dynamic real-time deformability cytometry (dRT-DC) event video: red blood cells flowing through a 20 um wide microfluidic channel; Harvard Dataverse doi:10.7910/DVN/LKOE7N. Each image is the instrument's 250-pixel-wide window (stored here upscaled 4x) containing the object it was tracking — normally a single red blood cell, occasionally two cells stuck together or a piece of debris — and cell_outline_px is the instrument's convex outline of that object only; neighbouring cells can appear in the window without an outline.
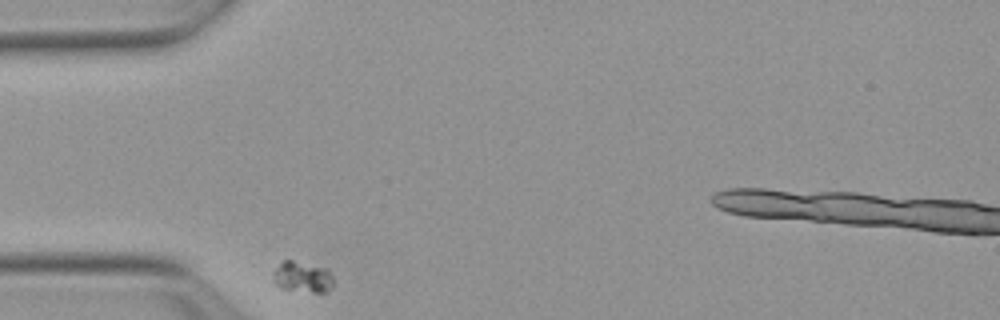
{"species": "Egyptian fruit bat (a non-hibernating species)", "species_latin": "Rousettus aegyptiacus", "temperature_condition": "warm", "stored_images_in_passage": 34, "segment_of_instrument_passage": [1, 2], "camera_frame_rate_fps": 3000, "um_per_image_px": 0.085, "animal": {"sex": "female"}, "frame": {"image": 1, "passage_image": 1, "time_ms": 0.0, "image_size_px": [1000, 320], "cell_outline_px": [[332, 284], [328, 292], [312, 292], [280, 288], [272, 280], [272, 272], [284, 260], [292, 260], [328, 268], [332, 276]], "centroid_in_image_um": [25.7, 23.54], "position_along_channel_um": 59.3, "area_um2": 10.92}}
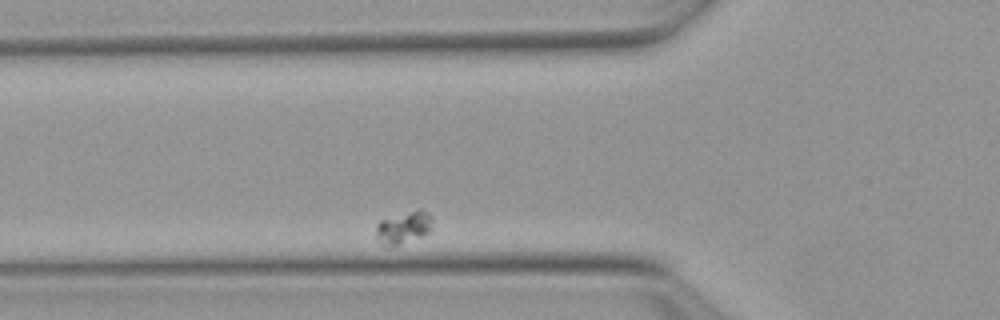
{"frame": {"image": 2, "passage_image": 5, "time_ms": 1.333, "image_size_px": [1000, 320], "cell_outline_px": [[432, 228], [428, 232], [420, 236], [392, 248], [388, 248], [376, 236], [376, 224], [380, 220], [420, 208], [428, 212], [432, 216]], "centroid_in_image_um": [34.31, 19.33], "position_along_channel_um": 91.5, "area_um2": 10.69}}
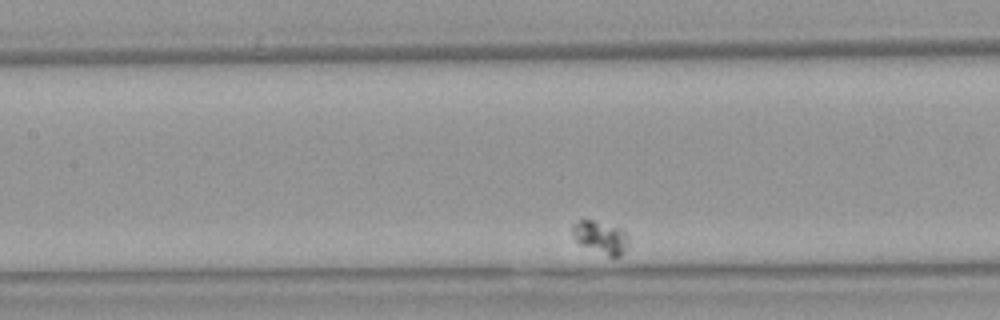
{"frame": {"image": 3, "passage_image": 12, "time_ms": 3.667, "image_size_px": [1000, 320], "cell_outline_px": [[628, 244], [620, 256], [608, 256], [580, 244], [572, 236], [572, 224], [580, 220], [592, 220], [620, 228], [628, 236]], "centroid_in_image_um": [51.03, 20.16], "position_along_channel_um": 156.4, "area_um2": 10.46}}